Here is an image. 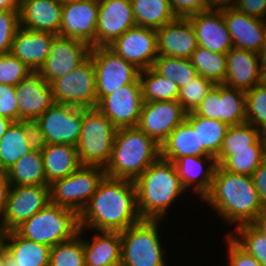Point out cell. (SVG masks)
I'll list each match as a JSON object with an SVG mask.
<instances>
[{
	"label": "cell",
	"mask_w": 266,
	"mask_h": 266,
	"mask_svg": "<svg viewBox=\"0 0 266 266\" xmlns=\"http://www.w3.org/2000/svg\"><path fill=\"white\" fill-rule=\"evenodd\" d=\"M141 220L134 181L105 176L79 213V228L122 232Z\"/></svg>",
	"instance_id": "obj_1"
},
{
	"label": "cell",
	"mask_w": 266,
	"mask_h": 266,
	"mask_svg": "<svg viewBox=\"0 0 266 266\" xmlns=\"http://www.w3.org/2000/svg\"><path fill=\"white\" fill-rule=\"evenodd\" d=\"M236 227L250 223L264 209L253 179L217 165L209 193L202 199Z\"/></svg>",
	"instance_id": "obj_2"
},
{
	"label": "cell",
	"mask_w": 266,
	"mask_h": 266,
	"mask_svg": "<svg viewBox=\"0 0 266 266\" xmlns=\"http://www.w3.org/2000/svg\"><path fill=\"white\" fill-rule=\"evenodd\" d=\"M137 208L142 220L165 219L170 205L186 191L175 164L159 158L135 181Z\"/></svg>",
	"instance_id": "obj_3"
},
{
	"label": "cell",
	"mask_w": 266,
	"mask_h": 266,
	"mask_svg": "<svg viewBox=\"0 0 266 266\" xmlns=\"http://www.w3.org/2000/svg\"><path fill=\"white\" fill-rule=\"evenodd\" d=\"M161 157V146L138 127L117 129L112 155L105 166L110 178L135 181Z\"/></svg>",
	"instance_id": "obj_4"
},
{
	"label": "cell",
	"mask_w": 266,
	"mask_h": 266,
	"mask_svg": "<svg viewBox=\"0 0 266 266\" xmlns=\"http://www.w3.org/2000/svg\"><path fill=\"white\" fill-rule=\"evenodd\" d=\"M79 229V215L74 210L49 203L15 231L25 239L51 248L72 239Z\"/></svg>",
	"instance_id": "obj_5"
},
{
	"label": "cell",
	"mask_w": 266,
	"mask_h": 266,
	"mask_svg": "<svg viewBox=\"0 0 266 266\" xmlns=\"http://www.w3.org/2000/svg\"><path fill=\"white\" fill-rule=\"evenodd\" d=\"M117 128L97 108L83 109L81 134L76 145L81 165L109 163Z\"/></svg>",
	"instance_id": "obj_6"
},
{
	"label": "cell",
	"mask_w": 266,
	"mask_h": 266,
	"mask_svg": "<svg viewBox=\"0 0 266 266\" xmlns=\"http://www.w3.org/2000/svg\"><path fill=\"white\" fill-rule=\"evenodd\" d=\"M162 220H141L121 233L120 266H167L158 228Z\"/></svg>",
	"instance_id": "obj_7"
},
{
	"label": "cell",
	"mask_w": 266,
	"mask_h": 266,
	"mask_svg": "<svg viewBox=\"0 0 266 266\" xmlns=\"http://www.w3.org/2000/svg\"><path fill=\"white\" fill-rule=\"evenodd\" d=\"M105 176L104 167L81 165L74 173L49 184L50 203L79 215Z\"/></svg>",
	"instance_id": "obj_8"
},
{
	"label": "cell",
	"mask_w": 266,
	"mask_h": 266,
	"mask_svg": "<svg viewBox=\"0 0 266 266\" xmlns=\"http://www.w3.org/2000/svg\"><path fill=\"white\" fill-rule=\"evenodd\" d=\"M54 103L76 108H96V79L94 63L89 56L73 71L50 83Z\"/></svg>",
	"instance_id": "obj_9"
},
{
	"label": "cell",
	"mask_w": 266,
	"mask_h": 266,
	"mask_svg": "<svg viewBox=\"0 0 266 266\" xmlns=\"http://www.w3.org/2000/svg\"><path fill=\"white\" fill-rule=\"evenodd\" d=\"M90 56L95 69L97 103L104 96L139 78L140 70L108 46L91 48Z\"/></svg>",
	"instance_id": "obj_10"
},
{
	"label": "cell",
	"mask_w": 266,
	"mask_h": 266,
	"mask_svg": "<svg viewBox=\"0 0 266 266\" xmlns=\"http://www.w3.org/2000/svg\"><path fill=\"white\" fill-rule=\"evenodd\" d=\"M50 203L49 185L11 186L0 222L5 232L15 230Z\"/></svg>",
	"instance_id": "obj_11"
},
{
	"label": "cell",
	"mask_w": 266,
	"mask_h": 266,
	"mask_svg": "<svg viewBox=\"0 0 266 266\" xmlns=\"http://www.w3.org/2000/svg\"><path fill=\"white\" fill-rule=\"evenodd\" d=\"M83 108L54 103L35 121L48 144L76 146L81 134Z\"/></svg>",
	"instance_id": "obj_12"
},
{
	"label": "cell",
	"mask_w": 266,
	"mask_h": 266,
	"mask_svg": "<svg viewBox=\"0 0 266 266\" xmlns=\"http://www.w3.org/2000/svg\"><path fill=\"white\" fill-rule=\"evenodd\" d=\"M143 105L139 78L104 96L96 108L117 128L137 127Z\"/></svg>",
	"instance_id": "obj_13"
},
{
	"label": "cell",
	"mask_w": 266,
	"mask_h": 266,
	"mask_svg": "<svg viewBox=\"0 0 266 266\" xmlns=\"http://www.w3.org/2000/svg\"><path fill=\"white\" fill-rule=\"evenodd\" d=\"M91 48L83 41L55 35L51 50L38 73L50 84L82 64L90 56Z\"/></svg>",
	"instance_id": "obj_14"
},
{
	"label": "cell",
	"mask_w": 266,
	"mask_h": 266,
	"mask_svg": "<svg viewBox=\"0 0 266 266\" xmlns=\"http://www.w3.org/2000/svg\"><path fill=\"white\" fill-rule=\"evenodd\" d=\"M108 47L140 71L151 68L158 56L156 30L134 26Z\"/></svg>",
	"instance_id": "obj_15"
},
{
	"label": "cell",
	"mask_w": 266,
	"mask_h": 266,
	"mask_svg": "<svg viewBox=\"0 0 266 266\" xmlns=\"http://www.w3.org/2000/svg\"><path fill=\"white\" fill-rule=\"evenodd\" d=\"M186 114L177 100L143 102L137 127L161 146Z\"/></svg>",
	"instance_id": "obj_16"
},
{
	"label": "cell",
	"mask_w": 266,
	"mask_h": 266,
	"mask_svg": "<svg viewBox=\"0 0 266 266\" xmlns=\"http://www.w3.org/2000/svg\"><path fill=\"white\" fill-rule=\"evenodd\" d=\"M98 2L65 0L62 2V23L58 35L77 39L92 46L96 41Z\"/></svg>",
	"instance_id": "obj_17"
},
{
	"label": "cell",
	"mask_w": 266,
	"mask_h": 266,
	"mask_svg": "<svg viewBox=\"0 0 266 266\" xmlns=\"http://www.w3.org/2000/svg\"><path fill=\"white\" fill-rule=\"evenodd\" d=\"M96 41L91 46H109L128 29L136 26L130 0H100L98 2Z\"/></svg>",
	"instance_id": "obj_18"
},
{
	"label": "cell",
	"mask_w": 266,
	"mask_h": 266,
	"mask_svg": "<svg viewBox=\"0 0 266 266\" xmlns=\"http://www.w3.org/2000/svg\"><path fill=\"white\" fill-rule=\"evenodd\" d=\"M18 101V121L36 120L54 104L49 83L38 73L32 72L15 86Z\"/></svg>",
	"instance_id": "obj_19"
},
{
	"label": "cell",
	"mask_w": 266,
	"mask_h": 266,
	"mask_svg": "<svg viewBox=\"0 0 266 266\" xmlns=\"http://www.w3.org/2000/svg\"><path fill=\"white\" fill-rule=\"evenodd\" d=\"M187 18L195 30L198 46L225 54L234 47L220 9L195 13Z\"/></svg>",
	"instance_id": "obj_20"
},
{
	"label": "cell",
	"mask_w": 266,
	"mask_h": 266,
	"mask_svg": "<svg viewBox=\"0 0 266 266\" xmlns=\"http://www.w3.org/2000/svg\"><path fill=\"white\" fill-rule=\"evenodd\" d=\"M223 13L234 47L260 54L266 40V20L224 7Z\"/></svg>",
	"instance_id": "obj_21"
},
{
	"label": "cell",
	"mask_w": 266,
	"mask_h": 266,
	"mask_svg": "<svg viewBox=\"0 0 266 266\" xmlns=\"http://www.w3.org/2000/svg\"><path fill=\"white\" fill-rule=\"evenodd\" d=\"M158 55L190 59L197 48L195 30L187 17H177L156 30Z\"/></svg>",
	"instance_id": "obj_22"
},
{
	"label": "cell",
	"mask_w": 266,
	"mask_h": 266,
	"mask_svg": "<svg viewBox=\"0 0 266 266\" xmlns=\"http://www.w3.org/2000/svg\"><path fill=\"white\" fill-rule=\"evenodd\" d=\"M226 62V86L246 91L262 82L260 54L233 47L226 53Z\"/></svg>",
	"instance_id": "obj_23"
},
{
	"label": "cell",
	"mask_w": 266,
	"mask_h": 266,
	"mask_svg": "<svg viewBox=\"0 0 266 266\" xmlns=\"http://www.w3.org/2000/svg\"><path fill=\"white\" fill-rule=\"evenodd\" d=\"M18 8L21 27L59 34L62 23V1L20 0Z\"/></svg>",
	"instance_id": "obj_24"
},
{
	"label": "cell",
	"mask_w": 266,
	"mask_h": 266,
	"mask_svg": "<svg viewBox=\"0 0 266 266\" xmlns=\"http://www.w3.org/2000/svg\"><path fill=\"white\" fill-rule=\"evenodd\" d=\"M55 34L29 30L21 27L14 35L10 53L22 61L32 72L44 64L54 40Z\"/></svg>",
	"instance_id": "obj_25"
},
{
	"label": "cell",
	"mask_w": 266,
	"mask_h": 266,
	"mask_svg": "<svg viewBox=\"0 0 266 266\" xmlns=\"http://www.w3.org/2000/svg\"><path fill=\"white\" fill-rule=\"evenodd\" d=\"M5 266H49L50 247L20 236L15 230L4 234Z\"/></svg>",
	"instance_id": "obj_26"
},
{
	"label": "cell",
	"mask_w": 266,
	"mask_h": 266,
	"mask_svg": "<svg viewBox=\"0 0 266 266\" xmlns=\"http://www.w3.org/2000/svg\"><path fill=\"white\" fill-rule=\"evenodd\" d=\"M207 162L210 163L207 165L208 168H205L204 166L208 164ZM174 164L184 189L187 190L192 185L193 193L203 199L212 186L213 176L217 167L216 158L183 156L178 158Z\"/></svg>",
	"instance_id": "obj_27"
},
{
	"label": "cell",
	"mask_w": 266,
	"mask_h": 266,
	"mask_svg": "<svg viewBox=\"0 0 266 266\" xmlns=\"http://www.w3.org/2000/svg\"><path fill=\"white\" fill-rule=\"evenodd\" d=\"M183 156L213 157L205 148H199L198 129L185 119L161 144V158L175 162Z\"/></svg>",
	"instance_id": "obj_28"
},
{
	"label": "cell",
	"mask_w": 266,
	"mask_h": 266,
	"mask_svg": "<svg viewBox=\"0 0 266 266\" xmlns=\"http://www.w3.org/2000/svg\"><path fill=\"white\" fill-rule=\"evenodd\" d=\"M84 239L85 266H120L121 264V233L100 231Z\"/></svg>",
	"instance_id": "obj_29"
},
{
	"label": "cell",
	"mask_w": 266,
	"mask_h": 266,
	"mask_svg": "<svg viewBox=\"0 0 266 266\" xmlns=\"http://www.w3.org/2000/svg\"><path fill=\"white\" fill-rule=\"evenodd\" d=\"M41 153L48 184L74 173L81 166L76 146L48 144Z\"/></svg>",
	"instance_id": "obj_30"
},
{
	"label": "cell",
	"mask_w": 266,
	"mask_h": 266,
	"mask_svg": "<svg viewBox=\"0 0 266 266\" xmlns=\"http://www.w3.org/2000/svg\"><path fill=\"white\" fill-rule=\"evenodd\" d=\"M5 174L11 186L49 185L40 151H31L24 155Z\"/></svg>",
	"instance_id": "obj_31"
},
{
	"label": "cell",
	"mask_w": 266,
	"mask_h": 266,
	"mask_svg": "<svg viewBox=\"0 0 266 266\" xmlns=\"http://www.w3.org/2000/svg\"><path fill=\"white\" fill-rule=\"evenodd\" d=\"M136 26L161 28L177 18L169 0H130Z\"/></svg>",
	"instance_id": "obj_32"
},
{
	"label": "cell",
	"mask_w": 266,
	"mask_h": 266,
	"mask_svg": "<svg viewBox=\"0 0 266 266\" xmlns=\"http://www.w3.org/2000/svg\"><path fill=\"white\" fill-rule=\"evenodd\" d=\"M266 159V134L251 149L232 150L219 165L232 173L251 176Z\"/></svg>",
	"instance_id": "obj_33"
},
{
	"label": "cell",
	"mask_w": 266,
	"mask_h": 266,
	"mask_svg": "<svg viewBox=\"0 0 266 266\" xmlns=\"http://www.w3.org/2000/svg\"><path fill=\"white\" fill-rule=\"evenodd\" d=\"M32 150L23 130V120L13 122L0 139V173H5Z\"/></svg>",
	"instance_id": "obj_34"
},
{
	"label": "cell",
	"mask_w": 266,
	"mask_h": 266,
	"mask_svg": "<svg viewBox=\"0 0 266 266\" xmlns=\"http://www.w3.org/2000/svg\"><path fill=\"white\" fill-rule=\"evenodd\" d=\"M185 119L193 129H198L199 148H205L213 157H216L229 126L220 120L205 118L194 112L187 113Z\"/></svg>",
	"instance_id": "obj_35"
},
{
	"label": "cell",
	"mask_w": 266,
	"mask_h": 266,
	"mask_svg": "<svg viewBox=\"0 0 266 266\" xmlns=\"http://www.w3.org/2000/svg\"><path fill=\"white\" fill-rule=\"evenodd\" d=\"M143 102L178 99L179 86L175 81L159 75L152 67L139 73Z\"/></svg>",
	"instance_id": "obj_36"
},
{
	"label": "cell",
	"mask_w": 266,
	"mask_h": 266,
	"mask_svg": "<svg viewBox=\"0 0 266 266\" xmlns=\"http://www.w3.org/2000/svg\"><path fill=\"white\" fill-rule=\"evenodd\" d=\"M264 134L250 123L229 126L221 149L216 158L219 165L227 156L232 155V150L251 149Z\"/></svg>",
	"instance_id": "obj_37"
},
{
	"label": "cell",
	"mask_w": 266,
	"mask_h": 266,
	"mask_svg": "<svg viewBox=\"0 0 266 266\" xmlns=\"http://www.w3.org/2000/svg\"><path fill=\"white\" fill-rule=\"evenodd\" d=\"M219 120L228 126L246 122L245 91L220 84Z\"/></svg>",
	"instance_id": "obj_38"
},
{
	"label": "cell",
	"mask_w": 266,
	"mask_h": 266,
	"mask_svg": "<svg viewBox=\"0 0 266 266\" xmlns=\"http://www.w3.org/2000/svg\"><path fill=\"white\" fill-rule=\"evenodd\" d=\"M190 61L196 68L198 75L211 80L214 84H224L227 71L225 53H216L197 46L190 57Z\"/></svg>",
	"instance_id": "obj_39"
},
{
	"label": "cell",
	"mask_w": 266,
	"mask_h": 266,
	"mask_svg": "<svg viewBox=\"0 0 266 266\" xmlns=\"http://www.w3.org/2000/svg\"><path fill=\"white\" fill-rule=\"evenodd\" d=\"M152 68L161 76L175 81L180 87L198 76L190 59L158 55Z\"/></svg>",
	"instance_id": "obj_40"
},
{
	"label": "cell",
	"mask_w": 266,
	"mask_h": 266,
	"mask_svg": "<svg viewBox=\"0 0 266 266\" xmlns=\"http://www.w3.org/2000/svg\"><path fill=\"white\" fill-rule=\"evenodd\" d=\"M83 232L79 229L72 239L51 247L49 266H85Z\"/></svg>",
	"instance_id": "obj_41"
},
{
	"label": "cell",
	"mask_w": 266,
	"mask_h": 266,
	"mask_svg": "<svg viewBox=\"0 0 266 266\" xmlns=\"http://www.w3.org/2000/svg\"><path fill=\"white\" fill-rule=\"evenodd\" d=\"M230 237L247 253L266 266V235L258 232L250 223L237 226ZM238 235V236H237Z\"/></svg>",
	"instance_id": "obj_42"
},
{
	"label": "cell",
	"mask_w": 266,
	"mask_h": 266,
	"mask_svg": "<svg viewBox=\"0 0 266 266\" xmlns=\"http://www.w3.org/2000/svg\"><path fill=\"white\" fill-rule=\"evenodd\" d=\"M246 122L266 134V84H257L245 91Z\"/></svg>",
	"instance_id": "obj_43"
},
{
	"label": "cell",
	"mask_w": 266,
	"mask_h": 266,
	"mask_svg": "<svg viewBox=\"0 0 266 266\" xmlns=\"http://www.w3.org/2000/svg\"><path fill=\"white\" fill-rule=\"evenodd\" d=\"M214 86L211 80L198 75L188 84L180 87L177 101L186 113L194 112Z\"/></svg>",
	"instance_id": "obj_44"
},
{
	"label": "cell",
	"mask_w": 266,
	"mask_h": 266,
	"mask_svg": "<svg viewBox=\"0 0 266 266\" xmlns=\"http://www.w3.org/2000/svg\"><path fill=\"white\" fill-rule=\"evenodd\" d=\"M32 71L11 53L0 55V83L16 86Z\"/></svg>",
	"instance_id": "obj_45"
},
{
	"label": "cell",
	"mask_w": 266,
	"mask_h": 266,
	"mask_svg": "<svg viewBox=\"0 0 266 266\" xmlns=\"http://www.w3.org/2000/svg\"><path fill=\"white\" fill-rule=\"evenodd\" d=\"M19 28V9L0 11V55L10 53L14 35Z\"/></svg>",
	"instance_id": "obj_46"
},
{
	"label": "cell",
	"mask_w": 266,
	"mask_h": 266,
	"mask_svg": "<svg viewBox=\"0 0 266 266\" xmlns=\"http://www.w3.org/2000/svg\"><path fill=\"white\" fill-rule=\"evenodd\" d=\"M0 116L18 122V101L13 85L0 83Z\"/></svg>",
	"instance_id": "obj_47"
},
{
	"label": "cell",
	"mask_w": 266,
	"mask_h": 266,
	"mask_svg": "<svg viewBox=\"0 0 266 266\" xmlns=\"http://www.w3.org/2000/svg\"><path fill=\"white\" fill-rule=\"evenodd\" d=\"M225 240L228 249V266H261L260 262L242 249L230 235Z\"/></svg>",
	"instance_id": "obj_48"
},
{
	"label": "cell",
	"mask_w": 266,
	"mask_h": 266,
	"mask_svg": "<svg viewBox=\"0 0 266 266\" xmlns=\"http://www.w3.org/2000/svg\"><path fill=\"white\" fill-rule=\"evenodd\" d=\"M219 100H221L220 84H215L194 113L205 118L219 120Z\"/></svg>",
	"instance_id": "obj_49"
},
{
	"label": "cell",
	"mask_w": 266,
	"mask_h": 266,
	"mask_svg": "<svg viewBox=\"0 0 266 266\" xmlns=\"http://www.w3.org/2000/svg\"><path fill=\"white\" fill-rule=\"evenodd\" d=\"M169 3L177 17H188L212 9L207 0H169Z\"/></svg>",
	"instance_id": "obj_50"
},
{
	"label": "cell",
	"mask_w": 266,
	"mask_h": 266,
	"mask_svg": "<svg viewBox=\"0 0 266 266\" xmlns=\"http://www.w3.org/2000/svg\"><path fill=\"white\" fill-rule=\"evenodd\" d=\"M23 130L32 151L42 152L47 147L45 135L35 120H23Z\"/></svg>",
	"instance_id": "obj_51"
},
{
	"label": "cell",
	"mask_w": 266,
	"mask_h": 266,
	"mask_svg": "<svg viewBox=\"0 0 266 266\" xmlns=\"http://www.w3.org/2000/svg\"><path fill=\"white\" fill-rule=\"evenodd\" d=\"M232 7L250 17L266 20V0H234Z\"/></svg>",
	"instance_id": "obj_52"
},
{
	"label": "cell",
	"mask_w": 266,
	"mask_h": 266,
	"mask_svg": "<svg viewBox=\"0 0 266 266\" xmlns=\"http://www.w3.org/2000/svg\"><path fill=\"white\" fill-rule=\"evenodd\" d=\"M251 177L258 191L260 201L263 207L266 208V159L261 163Z\"/></svg>",
	"instance_id": "obj_53"
},
{
	"label": "cell",
	"mask_w": 266,
	"mask_h": 266,
	"mask_svg": "<svg viewBox=\"0 0 266 266\" xmlns=\"http://www.w3.org/2000/svg\"><path fill=\"white\" fill-rule=\"evenodd\" d=\"M11 183L5 173H0V217L2 218L8 200Z\"/></svg>",
	"instance_id": "obj_54"
},
{
	"label": "cell",
	"mask_w": 266,
	"mask_h": 266,
	"mask_svg": "<svg viewBox=\"0 0 266 266\" xmlns=\"http://www.w3.org/2000/svg\"><path fill=\"white\" fill-rule=\"evenodd\" d=\"M250 224L260 233L266 235V208L262 209Z\"/></svg>",
	"instance_id": "obj_55"
},
{
	"label": "cell",
	"mask_w": 266,
	"mask_h": 266,
	"mask_svg": "<svg viewBox=\"0 0 266 266\" xmlns=\"http://www.w3.org/2000/svg\"><path fill=\"white\" fill-rule=\"evenodd\" d=\"M212 9H221L224 7H232L234 0H207Z\"/></svg>",
	"instance_id": "obj_56"
},
{
	"label": "cell",
	"mask_w": 266,
	"mask_h": 266,
	"mask_svg": "<svg viewBox=\"0 0 266 266\" xmlns=\"http://www.w3.org/2000/svg\"><path fill=\"white\" fill-rule=\"evenodd\" d=\"M19 2L20 0H0V11L8 9H19Z\"/></svg>",
	"instance_id": "obj_57"
},
{
	"label": "cell",
	"mask_w": 266,
	"mask_h": 266,
	"mask_svg": "<svg viewBox=\"0 0 266 266\" xmlns=\"http://www.w3.org/2000/svg\"><path fill=\"white\" fill-rule=\"evenodd\" d=\"M12 123V120L0 116V139L4 136L5 132Z\"/></svg>",
	"instance_id": "obj_58"
},
{
	"label": "cell",
	"mask_w": 266,
	"mask_h": 266,
	"mask_svg": "<svg viewBox=\"0 0 266 266\" xmlns=\"http://www.w3.org/2000/svg\"><path fill=\"white\" fill-rule=\"evenodd\" d=\"M0 266H5V248L0 247Z\"/></svg>",
	"instance_id": "obj_59"
},
{
	"label": "cell",
	"mask_w": 266,
	"mask_h": 266,
	"mask_svg": "<svg viewBox=\"0 0 266 266\" xmlns=\"http://www.w3.org/2000/svg\"><path fill=\"white\" fill-rule=\"evenodd\" d=\"M260 58H261L262 64H265L266 63V40L264 42L263 49L260 53Z\"/></svg>",
	"instance_id": "obj_60"
},
{
	"label": "cell",
	"mask_w": 266,
	"mask_h": 266,
	"mask_svg": "<svg viewBox=\"0 0 266 266\" xmlns=\"http://www.w3.org/2000/svg\"><path fill=\"white\" fill-rule=\"evenodd\" d=\"M4 234L5 231L3 229L2 223H0V247L3 246Z\"/></svg>",
	"instance_id": "obj_61"
},
{
	"label": "cell",
	"mask_w": 266,
	"mask_h": 266,
	"mask_svg": "<svg viewBox=\"0 0 266 266\" xmlns=\"http://www.w3.org/2000/svg\"><path fill=\"white\" fill-rule=\"evenodd\" d=\"M262 82H263L264 84H266V63L263 64Z\"/></svg>",
	"instance_id": "obj_62"
}]
</instances>
